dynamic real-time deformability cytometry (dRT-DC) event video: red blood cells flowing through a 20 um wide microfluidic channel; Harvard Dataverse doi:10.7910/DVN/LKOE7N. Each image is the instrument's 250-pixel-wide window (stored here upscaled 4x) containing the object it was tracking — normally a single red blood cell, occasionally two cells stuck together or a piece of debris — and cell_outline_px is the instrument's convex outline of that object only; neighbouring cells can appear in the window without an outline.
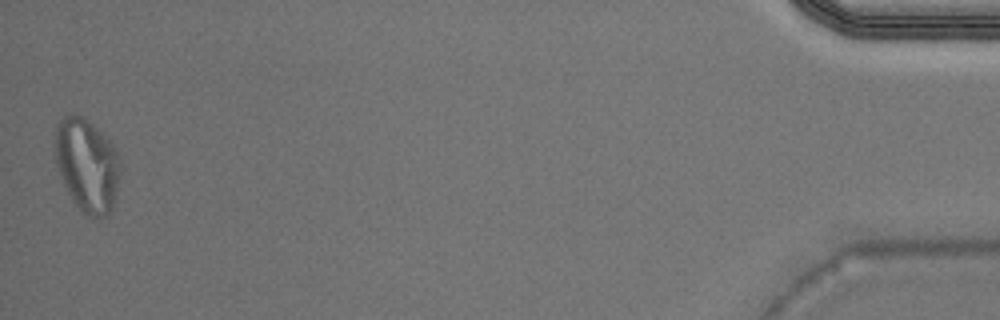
{"species": "Egyptian fruit bat (a non-hibernating species)", "species_latin": "Rousettus aegyptiacus", "temperature_condition": "warm", "stored_images_in_passage": 34, "segment_of_instrument_passage": [2, 2], "camera_frame_rate_fps": 3000, "um_per_image_px": 0.085, "animal": {"sex": "male"}, "frame": {"image": 1, "passage_image": 34, "time_ms": 11.0, "image_size_px": [1000, 320], "cell_outline_px": [[120, 168], [112, 208], [104, 216], [84, 216], [72, 200], [64, 184], [56, 164], [56, 124], [64, 116], [84, 116], [116, 148], [120, 156]], "centroid_in_image_um": [7.39, 14.04], "position_along_channel_um": 427.8, "area_um2": 34.91}}